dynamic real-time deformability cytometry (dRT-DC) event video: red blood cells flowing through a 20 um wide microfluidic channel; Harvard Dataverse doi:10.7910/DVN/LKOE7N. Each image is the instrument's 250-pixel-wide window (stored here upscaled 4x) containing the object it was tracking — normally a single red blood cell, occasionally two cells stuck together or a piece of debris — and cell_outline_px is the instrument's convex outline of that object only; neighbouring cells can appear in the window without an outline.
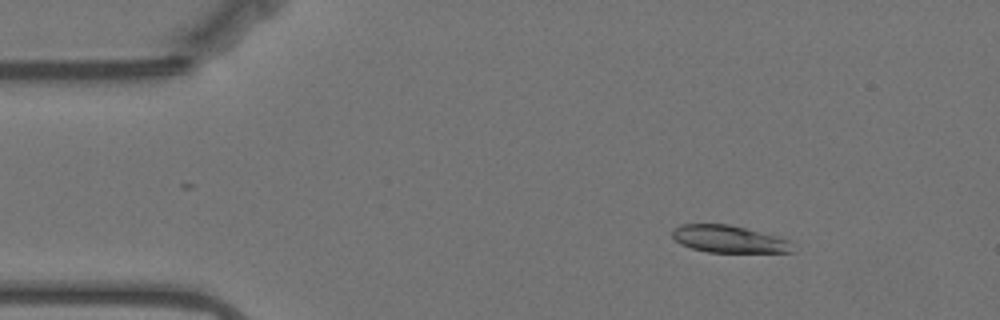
{"species": "Egyptian fruit bat (a non-hibernating species)", "species_latin": "Rousettus aegyptiacus", "temperature_condition": "warm", "stored_images_in_passage": 46, "camera_frame_rate_fps": 3000, "um_per_image_px": 0.085, "animal": {"sex": "female"}, "frame": {"image": 1, "passage_image": 5, "time_ms": 1.333, "image_size_px": [1000, 320], "cell_outline_px": [[792, 252], [708, 252], [692, 248], [680, 244], [672, 236], [672, 228], [680, 224], [728, 224], [776, 236], [788, 240], [792, 244]], "centroid_in_image_um": [61.9, 20.32], "position_along_channel_um": 23.1, "area_um2": 18.9}}
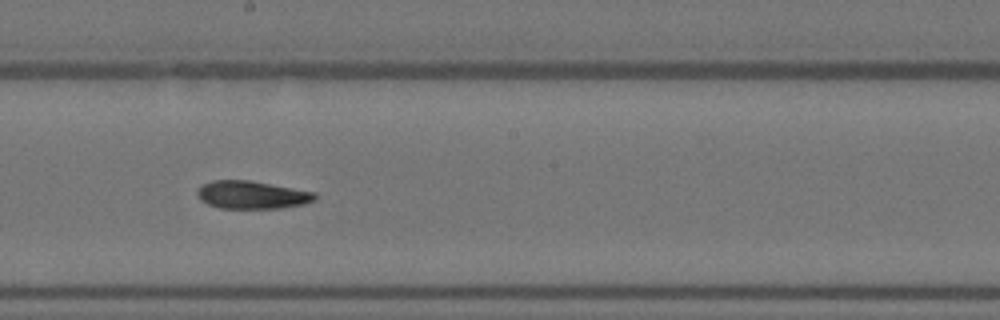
{"frame": {"image": 2, "passage_image": 28, "time_ms": 9.0, "image_size_px": [1000, 320], "cell_outline_px": [[316, 200], [304, 204], [280, 208], [220, 208], [208, 204], [200, 200], [196, 192], [204, 184], [212, 180], [248, 180], [316, 192]], "centroid_in_image_um": [21.43, 16.56], "position_along_channel_um": 226.8, "area_um2": 19.02}}
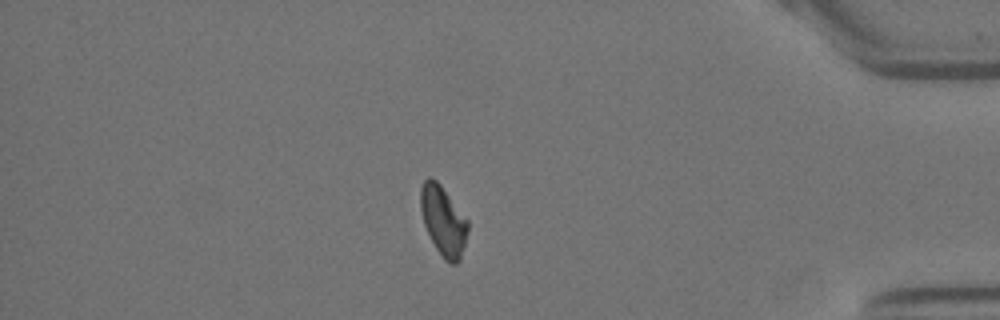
{"frame": {"image": 3, "passage_image": 46, "time_ms": 15.0, "image_size_px": [1000, 320], "cell_outline_px": [[468, 232], [460, 260], [456, 264], [448, 264], [444, 260], [436, 248], [424, 224], [420, 208], [420, 188], [424, 180], [428, 176], [432, 176], [440, 184], [468, 220]], "centroid_in_image_um": [37.67, 18.76], "position_along_channel_um": 397.5, "area_um2": 19.19}, "authors_computed_cell_mechanics": {"area_um2": 19.4208, "velocity_mm_per_s": 3.5154, "shape_relaxation_time_tau1_ms": null, "shape_relaxation_time_tau2_ms": 3.6327, "deformation_change_tau1": null, "deformation_change_tau2": 0.0904}}